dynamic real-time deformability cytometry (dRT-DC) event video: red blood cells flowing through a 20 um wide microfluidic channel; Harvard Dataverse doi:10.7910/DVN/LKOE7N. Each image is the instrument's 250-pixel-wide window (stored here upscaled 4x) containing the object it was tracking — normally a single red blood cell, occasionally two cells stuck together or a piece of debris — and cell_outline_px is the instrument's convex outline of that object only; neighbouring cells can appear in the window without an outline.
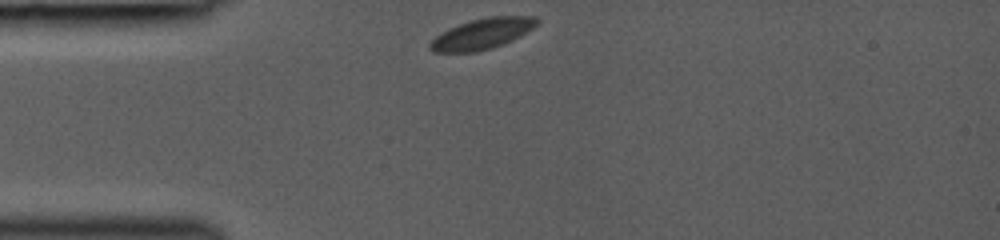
{"species": "common noctule bat (a hibernating species)", "species_latin": "Nyctalus noctula", "temperature_condition": "room temperature", "stored_images_in_passage": 29, "camera_frame_rate_fps": 3000, "um_per_image_px": 0.085, "animal": {"sex": "female", "body_mass_g": 19.0, "forearm_length_mm": 53.3}, "frame": {"image": 1, "passage_image": 1, "time_ms": 0.0, "image_size_px": [1000, 240], "cell_outline_px": [[540, 20], [532, 28], [520, 36], [512, 40], [492, 48], [476, 52], [432, 52], [428, 48], [428, 44], [436, 36], [448, 28], [472, 20], [488, 16], [536, 16]], "centroid_in_image_um": [40.97, 2.87], "position_along_channel_um": 44.0, "area_um2": 19.07}}
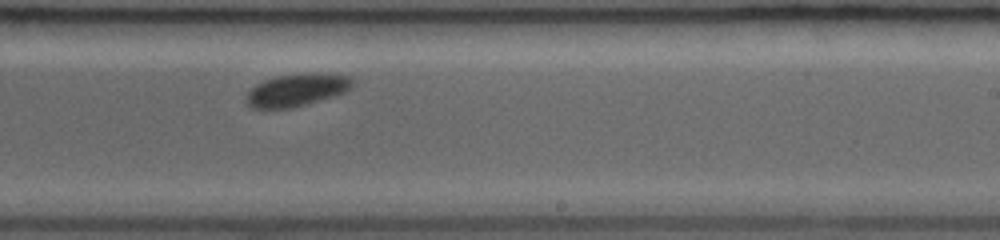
{"frame": {"image": 2, "passage_image": 18, "time_ms": 5.667, "image_size_px": [1000, 240], "cell_outline_px": [[352, 88], [344, 92], [308, 104], [292, 108], [252, 108], [244, 100], [244, 96], [256, 84], [264, 80], [276, 76], [300, 72], [320, 72], [348, 76], [352, 80]], "centroid_in_image_um": [25.2, 7.63], "position_along_channel_um": 263.8, "area_um2": 20.4}}
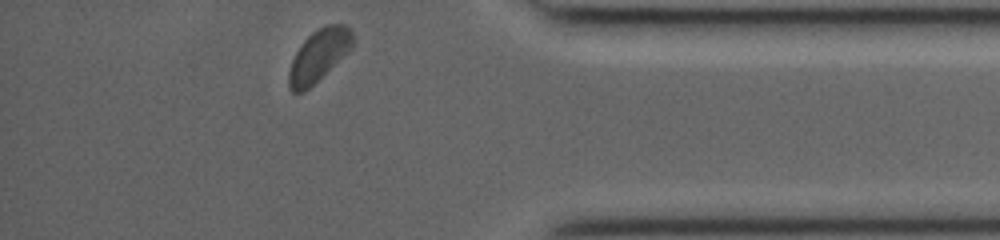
{"frame": {"image": 3, "passage_image": 29, "time_ms": 9.333, "image_size_px": [1000, 240], "cell_outline_px": [[356, 40], [352, 48], [348, 52], [304, 92], [292, 92], [288, 88], [288, 72], [292, 60], [296, 52], [304, 40], [312, 32], [324, 24], [344, 24], [352, 32]], "centroid_in_image_um": [27.1, 4.69], "position_along_channel_um": 408.1, "area_um2": 19.36}}